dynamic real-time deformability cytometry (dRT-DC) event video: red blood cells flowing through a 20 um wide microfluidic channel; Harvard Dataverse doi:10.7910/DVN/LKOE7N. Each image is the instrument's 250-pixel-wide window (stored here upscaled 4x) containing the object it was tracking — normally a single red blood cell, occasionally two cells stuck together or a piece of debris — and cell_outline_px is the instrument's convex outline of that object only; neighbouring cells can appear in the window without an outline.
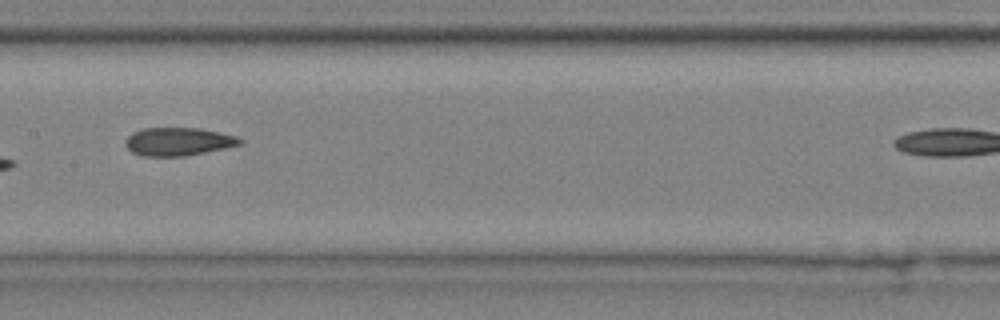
{"species": "common noctule bat (a hibernating species)", "species_latin": "Nyctalus noctula", "temperature_condition": "cold", "stored_images_in_passage": 9, "segment_of_instrument_passage": [2, 2], "camera_frame_rate_fps": 3000, "um_per_image_px": 0.085, "animal": {"sex": "male", "body_mass_g": 20.4}, "frame": {"image": 1, "passage_image": 8, "time_ms": 2.333, "image_size_px": [1000, 320], "cell_outline_px": [[244, 144], [184, 156], [140, 156], [132, 152], [128, 148], [124, 140], [132, 132], [140, 128], [200, 128], [220, 132], [236, 136], [244, 140]], "centroid_in_image_um": [15.15, 12.03], "position_along_channel_um": 192.3, "area_um2": 18.9}}